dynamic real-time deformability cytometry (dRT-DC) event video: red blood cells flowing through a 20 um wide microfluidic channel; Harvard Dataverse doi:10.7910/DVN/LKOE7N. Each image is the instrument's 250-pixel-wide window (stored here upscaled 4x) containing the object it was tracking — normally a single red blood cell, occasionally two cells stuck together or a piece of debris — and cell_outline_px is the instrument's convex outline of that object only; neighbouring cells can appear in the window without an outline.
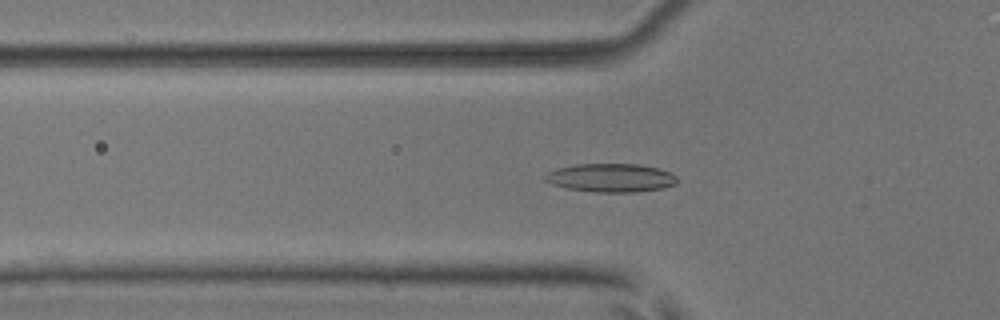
{"species": "common noctule bat (a hibernating species)", "species_latin": "Nyctalus noctula", "temperature_condition": "room temperature", "stored_images_in_passage": 46, "camera_frame_rate_fps": 3000, "um_per_image_px": 0.085, "animal": {"sex": "male", "body_mass_g": 17.9, "forearm_length_mm": 54.2}, "frame": {"image": 1, "passage_image": 13, "time_ms": 4.0, "image_size_px": [1000, 320], "cell_outline_px": [[680, 180], [676, 184], [660, 188], [636, 192], [592, 192], [568, 188], [552, 184], [544, 180], [544, 172], [556, 168], [576, 164], [640, 164], [656, 168], [668, 172], [676, 176]], "centroid_in_image_um": [51.88, 15.11], "position_along_channel_um": 73.9, "area_um2": 22.02}}
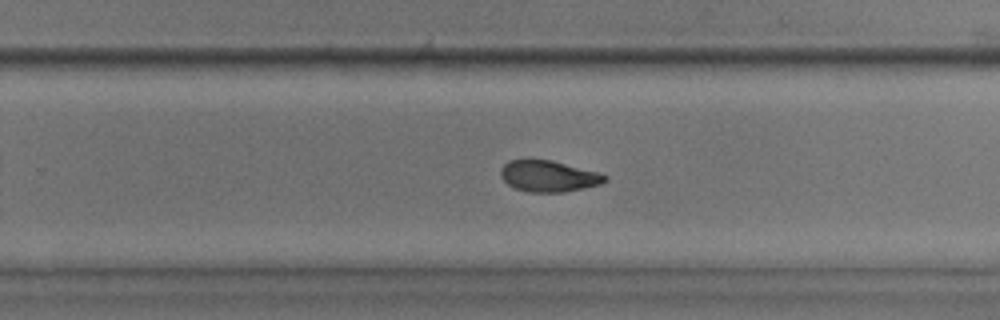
{"frame": {"image": 2, "passage_image": 29, "time_ms": 9.333, "image_size_px": [1000, 320], "cell_outline_px": [[608, 180], [600, 184], [564, 192], [528, 192], [516, 188], [508, 184], [500, 176], [500, 168], [508, 160], [552, 160], [600, 172], [608, 176]], "centroid_in_image_um": [46.64, 14.97], "position_along_channel_um": 283.2, "area_um2": 19.02}}
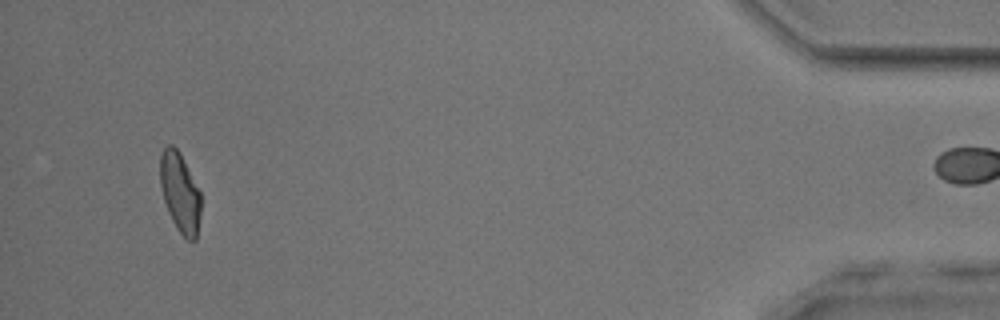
{"frame": {"image": 3, "passage_image": 45, "time_ms": 14.667, "image_size_px": [1000, 320], "cell_outline_px": [[200, 216], [196, 240], [188, 240], [176, 228], [168, 212], [164, 200], [160, 184], [160, 156], [164, 148], [168, 144], [172, 144], [180, 152], [200, 192]], "centroid_in_image_um": [15.29, 16.36], "position_along_channel_um": 419.9, "area_um2": 18.79}, "authors_computed_cell_mechanics": {"area_um2": 19.9699, "velocity_mm_per_s": 3.9301, "shape_relaxation_time_tau1_ms": 4.7074, "shape_relaxation_time_tau2_ms": 2.4151, "deformation_change_tau1": 0.1474, "deformation_change_tau2": 0.0808}}